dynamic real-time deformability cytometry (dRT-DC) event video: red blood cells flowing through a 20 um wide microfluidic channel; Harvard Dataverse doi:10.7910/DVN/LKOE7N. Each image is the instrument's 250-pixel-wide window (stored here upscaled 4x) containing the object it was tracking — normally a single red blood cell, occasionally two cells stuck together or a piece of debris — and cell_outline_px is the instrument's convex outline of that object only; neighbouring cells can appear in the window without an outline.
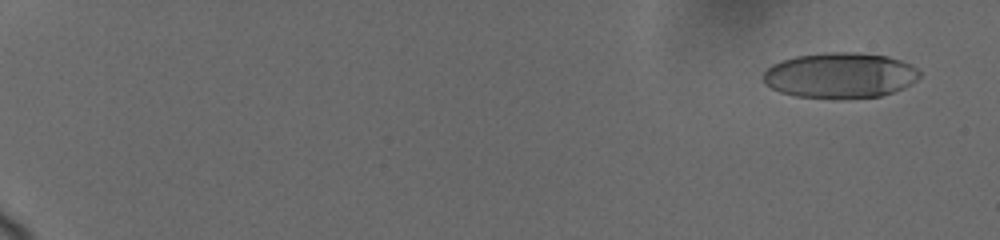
{"species": "human", "species_latin": "Homo sapiens", "temperature_condition": "cold", "stored_images_in_passage": 44, "camera_frame_rate_fps": 3000, "um_per_image_px": 0.085, "donor": {"sex": "female"}, "frame": {"image": 1, "passage_image": 1, "time_ms": 0.0, "image_size_px": [1000, 240], "cell_outline_px": [[920, 76], [916, 80], [904, 88], [880, 96], [836, 100], [796, 96], [780, 92], [772, 88], [764, 80], [764, 72], [772, 64], [780, 60], [796, 56], [828, 52], [856, 52], [888, 56], [900, 60], [916, 68], [920, 72]], "centroid_in_image_um": [71.41, 6.42], "position_along_channel_um": 13.6, "area_um2": 41.73}}
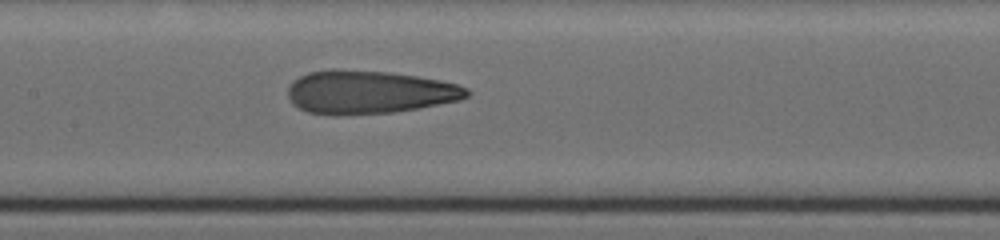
{"frame": {"image": 2, "passage_image": 22, "time_ms": 9.667, "image_size_px": [1000, 240], "cell_outline_px": [[472, 92], [468, 96], [460, 100], [416, 108], [392, 112], [308, 112], [300, 108], [288, 96], [288, 88], [292, 80], [308, 72], [332, 68], [392, 72], [440, 80], [456, 84], [468, 88]], "centroid_in_image_um": [31.42, 7.77], "position_along_channel_um": 176.0, "area_um2": 44.1}}
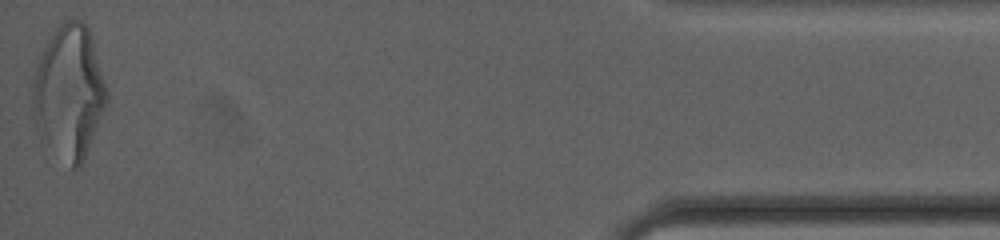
{"frame": {"image": 3, "passage_image": 44, "time_ms": 18.333, "image_size_px": [1000, 240], "cell_outline_px": [[108, 104], [84, 160], [80, 168], [72, 168], [40, 140], [36, 128], [32, 108], [32, 76], [40, 52], [48, 36], [68, 16], [80, 20], [88, 28], [92, 40], [108, 92]], "centroid_in_image_um": [5.84, 7.84], "position_along_channel_um": 429.4, "area_um2": 58.67}, "authors_computed_cell_mechanics": {"area_um2": 44.3615, "velocity_mm_per_s": 3.6942, "shape_relaxation_time_tau1_ms": 8.1755, "shape_relaxation_time_tau2_ms": 1.009, "deformation_change_tau1": 0.2492, "deformation_change_tau2": 0.0855}}